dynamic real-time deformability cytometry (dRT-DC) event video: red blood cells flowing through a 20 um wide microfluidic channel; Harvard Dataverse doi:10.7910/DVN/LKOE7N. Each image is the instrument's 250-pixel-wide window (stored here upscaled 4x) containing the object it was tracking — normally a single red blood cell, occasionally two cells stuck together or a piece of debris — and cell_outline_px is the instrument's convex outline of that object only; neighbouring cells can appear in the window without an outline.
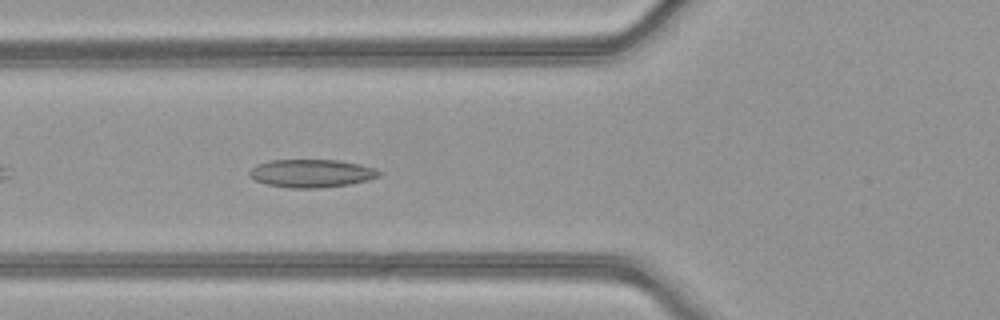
{"species": "common noctule bat (a hibernating species)", "species_latin": "Nyctalus noctula", "temperature_condition": "warm", "stored_images_in_passage": 31, "camera_frame_rate_fps": 3000, "um_per_image_px": 0.085, "animal": {"sex": "female", "body_mass_g": 21.9}, "frame": {"image": 1, "passage_image": 6, "time_ms": 1.667, "image_size_px": [1000, 320], "cell_outline_px": [[380, 176], [368, 180], [348, 184], [316, 188], [292, 188], [268, 184], [256, 180], [248, 176], [248, 172], [256, 164], [268, 160], [336, 160], [360, 164], [376, 168], [380, 172]], "centroid_in_image_um": [26.46, 14.72], "position_along_channel_um": 99.3, "area_um2": 21.1}}
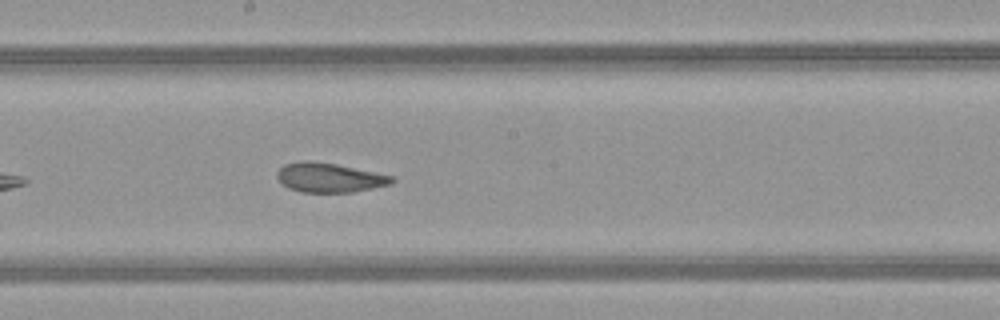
{"frame": {"image": 2, "passage_image": 15, "time_ms": 4.667, "image_size_px": [1000, 320], "cell_outline_px": [[396, 180], [392, 184], [356, 192], [300, 192], [288, 188], [276, 176], [276, 172], [284, 164], [304, 160], [308, 160], [336, 164], [392, 176]], "centroid_in_image_um": [28.0, 15.1], "position_along_channel_um": 220.2, "area_um2": 19.65}}
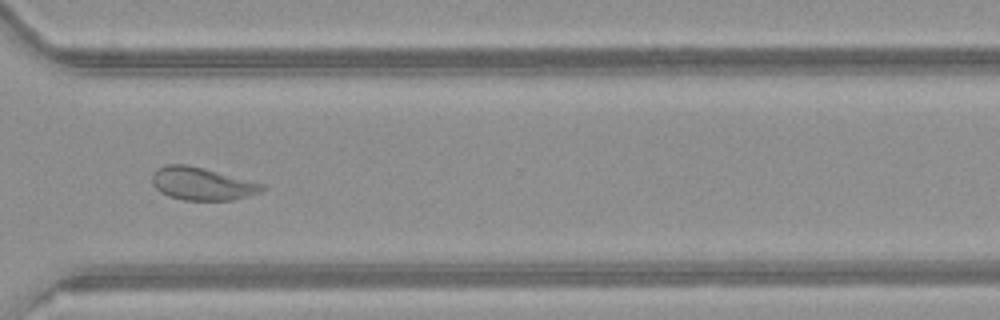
{"frame": {"image": 3, "passage_image": 25, "time_ms": 8.0, "image_size_px": [1000, 320], "cell_outline_px": [[264, 188], [260, 192], [232, 200], [184, 200], [168, 196], [160, 192], [152, 184], [152, 172], [156, 168], [168, 164], [184, 164], [204, 168], [264, 184]], "centroid_in_image_um": [17.11, 15.61], "position_along_channel_um": 353.5, "area_um2": 20.92}, "authors_computed_cell_mechanics": {"area_um2": 20.6346, "velocity_mm_per_s": 4.0035, "shape_relaxation_time_tau1_ms": null, "shape_relaxation_time_tau2_ms": 1.5351, "deformation_change_tau1": null, "deformation_change_tau2": 0.0685}}